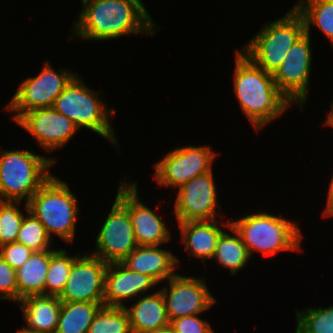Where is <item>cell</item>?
<instances>
[{
    "label": "cell",
    "instance_id": "obj_1",
    "mask_svg": "<svg viewBox=\"0 0 333 333\" xmlns=\"http://www.w3.org/2000/svg\"><path fill=\"white\" fill-rule=\"evenodd\" d=\"M82 5L73 27L81 39L104 41L130 34H155L156 26L141 0H87Z\"/></svg>",
    "mask_w": 333,
    "mask_h": 333
},
{
    "label": "cell",
    "instance_id": "obj_2",
    "mask_svg": "<svg viewBox=\"0 0 333 333\" xmlns=\"http://www.w3.org/2000/svg\"><path fill=\"white\" fill-rule=\"evenodd\" d=\"M234 91L243 113L257 129L280 117L291 103L278 90L273 74L236 51Z\"/></svg>",
    "mask_w": 333,
    "mask_h": 333
},
{
    "label": "cell",
    "instance_id": "obj_3",
    "mask_svg": "<svg viewBox=\"0 0 333 333\" xmlns=\"http://www.w3.org/2000/svg\"><path fill=\"white\" fill-rule=\"evenodd\" d=\"M56 162L28 150L0 151V201L27 203L52 176L49 172Z\"/></svg>",
    "mask_w": 333,
    "mask_h": 333
},
{
    "label": "cell",
    "instance_id": "obj_4",
    "mask_svg": "<svg viewBox=\"0 0 333 333\" xmlns=\"http://www.w3.org/2000/svg\"><path fill=\"white\" fill-rule=\"evenodd\" d=\"M230 225L240 234L250 256L254 251L272 256L280 251L301 250V231L286 218L259 211L236 218Z\"/></svg>",
    "mask_w": 333,
    "mask_h": 333
},
{
    "label": "cell",
    "instance_id": "obj_5",
    "mask_svg": "<svg viewBox=\"0 0 333 333\" xmlns=\"http://www.w3.org/2000/svg\"><path fill=\"white\" fill-rule=\"evenodd\" d=\"M305 33L303 17L292 7L286 16L265 24L241 51L267 73L274 74Z\"/></svg>",
    "mask_w": 333,
    "mask_h": 333
},
{
    "label": "cell",
    "instance_id": "obj_6",
    "mask_svg": "<svg viewBox=\"0 0 333 333\" xmlns=\"http://www.w3.org/2000/svg\"><path fill=\"white\" fill-rule=\"evenodd\" d=\"M29 211L44 225L51 238L57 234L72 243L79 208L77 198L66 182L51 176L27 202Z\"/></svg>",
    "mask_w": 333,
    "mask_h": 333
},
{
    "label": "cell",
    "instance_id": "obj_7",
    "mask_svg": "<svg viewBox=\"0 0 333 333\" xmlns=\"http://www.w3.org/2000/svg\"><path fill=\"white\" fill-rule=\"evenodd\" d=\"M98 96L96 91H91L76 74L56 98L53 108L70 119L78 129L85 127L92 130L109 139L117 147L114 128L109 121L115 110L105 109L106 104Z\"/></svg>",
    "mask_w": 333,
    "mask_h": 333
},
{
    "label": "cell",
    "instance_id": "obj_8",
    "mask_svg": "<svg viewBox=\"0 0 333 333\" xmlns=\"http://www.w3.org/2000/svg\"><path fill=\"white\" fill-rule=\"evenodd\" d=\"M58 71L60 74L46 62L36 77L27 78L20 84L6 106L9 112L15 113V121L32 110L53 107L56 98L76 76L67 69Z\"/></svg>",
    "mask_w": 333,
    "mask_h": 333
},
{
    "label": "cell",
    "instance_id": "obj_9",
    "mask_svg": "<svg viewBox=\"0 0 333 333\" xmlns=\"http://www.w3.org/2000/svg\"><path fill=\"white\" fill-rule=\"evenodd\" d=\"M216 155L209 146L176 148L155 164L154 177L159 185L178 189L194 177L211 171Z\"/></svg>",
    "mask_w": 333,
    "mask_h": 333
},
{
    "label": "cell",
    "instance_id": "obj_10",
    "mask_svg": "<svg viewBox=\"0 0 333 333\" xmlns=\"http://www.w3.org/2000/svg\"><path fill=\"white\" fill-rule=\"evenodd\" d=\"M310 35L304 34L288 51L286 58L273 74L278 90L292 104H304L307 100L311 74L312 49Z\"/></svg>",
    "mask_w": 333,
    "mask_h": 333
},
{
    "label": "cell",
    "instance_id": "obj_11",
    "mask_svg": "<svg viewBox=\"0 0 333 333\" xmlns=\"http://www.w3.org/2000/svg\"><path fill=\"white\" fill-rule=\"evenodd\" d=\"M91 252L106 263L122 262L137 246L128 210L115 198Z\"/></svg>",
    "mask_w": 333,
    "mask_h": 333
},
{
    "label": "cell",
    "instance_id": "obj_12",
    "mask_svg": "<svg viewBox=\"0 0 333 333\" xmlns=\"http://www.w3.org/2000/svg\"><path fill=\"white\" fill-rule=\"evenodd\" d=\"M107 267L108 263L90 253L78 256L70 268L59 299L66 302L104 303Z\"/></svg>",
    "mask_w": 333,
    "mask_h": 333
},
{
    "label": "cell",
    "instance_id": "obj_13",
    "mask_svg": "<svg viewBox=\"0 0 333 333\" xmlns=\"http://www.w3.org/2000/svg\"><path fill=\"white\" fill-rule=\"evenodd\" d=\"M168 280L169 289L163 287L161 293L169 321L199 315L216 303V299L211 295L203 279L176 273Z\"/></svg>",
    "mask_w": 333,
    "mask_h": 333
},
{
    "label": "cell",
    "instance_id": "obj_14",
    "mask_svg": "<svg viewBox=\"0 0 333 333\" xmlns=\"http://www.w3.org/2000/svg\"><path fill=\"white\" fill-rule=\"evenodd\" d=\"M213 172L198 175L180 186L175 202L178 223L216 220L219 206Z\"/></svg>",
    "mask_w": 333,
    "mask_h": 333
},
{
    "label": "cell",
    "instance_id": "obj_15",
    "mask_svg": "<svg viewBox=\"0 0 333 333\" xmlns=\"http://www.w3.org/2000/svg\"><path fill=\"white\" fill-rule=\"evenodd\" d=\"M120 182L116 199L128 210L138 246H161L171 236L159 215L140 201L137 183Z\"/></svg>",
    "mask_w": 333,
    "mask_h": 333
},
{
    "label": "cell",
    "instance_id": "obj_16",
    "mask_svg": "<svg viewBox=\"0 0 333 333\" xmlns=\"http://www.w3.org/2000/svg\"><path fill=\"white\" fill-rule=\"evenodd\" d=\"M16 122L31 133L38 144L49 153L68 143L78 130L70 119L58 113L53 107L24 113Z\"/></svg>",
    "mask_w": 333,
    "mask_h": 333
},
{
    "label": "cell",
    "instance_id": "obj_17",
    "mask_svg": "<svg viewBox=\"0 0 333 333\" xmlns=\"http://www.w3.org/2000/svg\"><path fill=\"white\" fill-rule=\"evenodd\" d=\"M155 285L148 275L129 270L121 262L110 263L105 275L104 306L124 307L123 299L144 295Z\"/></svg>",
    "mask_w": 333,
    "mask_h": 333
},
{
    "label": "cell",
    "instance_id": "obj_18",
    "mask_svg": "<svg viewBox=\"0 0 333 333\" xmlns=\"http://www.w3.org/2000/svg\"><path fill=\"white\" fill-rule=\"evenodd\" d=\"M160 246H137L121 263L129 270L151 277L157 284L168 280L179 263L177 256Z\"/></svg>",
    "mask_w": 333,
    "mask_h": 333
},
{
    "label": "cell",
    "instance_id": "obj_19",
    "mask_svg": "<svg viewBox=\"0 0 333 333\" xmlns=\"http://www.w3.org/2000/svg\"><path fill=\"white\" fill-rule=\"evenodd\" d=\"M127 310L132 333H149L169 325L161 290L139 299Z\"/></svg>",
    "mask_w": 333,
    "mask_h": 333
},
{
    "label": "cell",
    "instance_id": "obj_20",
    "mask_svg": "<svg viewBox=\"0 0 333 333\" xmlns=\"http://www.w3.org/2000/svg\"><path fill=\"white\" fill-rule=\"evenodd\" d=\"M19 302L27 329L55 333L61 309V300L58 296H29Z\"/></svg>",
    "mask_w": 333,
    "mask_h": 333
},
{
    "label": "cell",
    "instance_id": "obj_21",
    "mask_svg": "<svg viewBox=\"0 0 333 333\" xmlns=\"http://www.w3.org/2000/svg\"><path fill=\"white\" fill-rule=\"evenodd\" d=\"M217 220L190 221L178 223L181 238L185 247L193 256L202 259H213L217 241L224 231ZM218 224V225H217Z\"/></svg>",
    "mask_w": 333,
    "mask_h": 333
},
{
    "label": "cell",
    "instance_id": "obj_22",
    "mask_svg": "<svg viewBox=\"0 0 333 333\" xmlns=\"http://www.w3.org/2000/svg\"><path fill=\"white\" fill-rule=\"evenodd\" d=\"M50 262V249L33 251L16 270L18 302L29 296L45 295V281Z\"/></svg>",
    "mask_w": 333,
    "mask_h": 333
},
{
    "label": "cell",
    "instance_id": "obj_23",
    "mask_svg": "<svg viewBox=\"0 0 333 333\" xmlns=\"http://www.w3.org/2000/svg\"><path fill=\"white\" fill-rule=\"evenodd\" d=\"M104 303L61 301L55 333H88L95 314Z\"/></svg>",
    "mask_w": 333,
    "mask_h": 333
},
{
    "label": "cell",
    "instance_id": "obj_24",
    "mask_svg": "<svg viewBox=\"0 0 333 333\" xmlns=\"http://www.w3.org/2000/svg\"><path fill=\"white\" fill-rule=\"evenodd\" d=\"M224 225L236 235H229L225 230L221 233L213 259L215 258L225 268H228L232 274H236L248 262L250 255L245 244L242 242L240 234L226 222Z\"/></svg>",
    "mask_w": 333,
    "mask_h": 333
},
{
    "label": "cell",
    "instance_id": "obj_25",
    "mask_svg": "<svg viewBox=\"0 0 333 333\" xmlns=\"http://www.w3.org/2000/svg\"><path fill=\"white\" fill-rule=\"evenodd\" d=\"M294 9L303 17L306 34L315 24L333 45V0H299Z\"/></svg>",
    "mask_w": 333,
    "mask_h": 333
},
{
    "label": "cell",
    "instance_id": "obj_26",
    "mask_svg": "<svg viewBox=\"0 0 333 333\" xmlns=\"http://www.w3.org/2000/svg\"><path fill=\"white\" fill-rule=\"evenodd\" d=\"M79 255L72 257L65 249H50V262L45 281V295L60 296L70 274V268Z\"/></svg>",
    "mask_w": 333,
    "mask_h": 333
},
{
    "label": "cell",
    "instance_id": "obj_27",
    "mask_svg": "<svg viewBox=\"0 0 333 333\" xmlns=\"http://www.w3.org/2000/svg\"><path fill=\"white\" fill-rule=\"evenodd\" d=\"M88 333H132L127 310L102 306L95 314Z\"/></svg>",
    "mask_w": 333,
    "mask_h": 333
},
{
    "label": "cell",
    "instance_id": "obj_28",
    "mask_svg": "<svg viewBox=\"0 0 333 333\" xmlns=\"http://www.w3.org/2000/svg\"><path fill=\"white\" fill-rule=\"evenodd\" d=\"M27 216H24L16 241L23 244L32 251H43L51 249L49 243L53 239L49 237L44 225L28 209L25 202Z\"/></svg>",
    "mask_w": 333,
    "mask_h": 333
},
{
    "label": "cell",
    "instance_id": "obj_29",
    "mask_svg": "<svg viewBox=\"0 0 333 333\" xmlns=\"http://www.w3.org/2000/svg\"><path fill=\"white\" fill-rule=\"evenodd\" d=\"M295 333H333V306L296 311Z\"/></svg>",
    "mask_w": 333,
    "mask_h": 333
},
{
    "label": "cell",
    "instance_id": "obj_30",
    "mask_svg": "<svg viewBox=\"0 0 333 333\" xmlns=\"http://www.w3.org/2000/svg\"><path fill=\"white\" fill-rule=\"evenodd\" d=\"M21 201H0V247L16 241L24 213Z\"/></svg>",
    "mask_w": 333,
    "mask_h": 333
},
{
    "label": "cell",
    "instance_id": "obj_31",
    "mask_svg": "<svg viewBox=\"0 0 333 333\" xmlns=\"http://www.w3.org/2000/svg\"><path fill=\"white\" fill-rule=\"evenodd\" d=\"M0 299L18 302L16 270L0 256Z\"/></svg>",
    "mask_w": 333,
    "mask_h": 333
},
{
    "label": "cell",
    "instance_id": "obj_32",
    "mask_svg": "<svg viewBox=\"0 0 333 333\" xmlns=\"http://www.w3.org/2000/svg\"><path fill=\"white\" fill-rule=\"evenodd\" d=\"M169 325L175 333H214L210 323L191 315L170 320Z\"/></svg>",
    "mask_w": 333,
    "mask_h": 333
},
{
    "label": "cell",
    "instance_id": "obj_33",
    "mask_svg": "<svg viewBox=\"0 0 333 333\" xmlns=\"http://www.w3.org/2000/svg\"><path fill=\"white\" fill-rule=\"evenodd\" d=\"M32 253L31 249L17 241L0 247V256L15 270L20 268Z\"/></svg>",
    "mask_w": 333,
    "mask_h": 333
},
{
    "label": "cell",
    "instance_id": "obj_34",
    "mask_svg": "<svg viewBox=\"0 0 333 333\" xmlns=\"http://www.w3.org/2000/svg\"><path fill=\"white\" fill-rule=\"evenodd\" d=\"M328 197H327V205H326V209L323 212V217H329V216H333V176L331 178V182L329 185V189H328Z\"/></svg>",
    "mask_w": 333,
    "mask_h": 333
},
{
    "label": "cell",
    "instance_id": "obj_35",
    "mask_svg": "<svg viewBox=\"0 0 333 333\" xmlns=\"http://www.w3.org/2000/svg\"><path fill=\"white\" fill-rule=\"evenodd\" d=\"M149 333H175V332L170 325H167L165 327H162L160 329H157V330L149 332Z\"/></svg>",
    "mask_w": 333,
    "mask_h": 333
},
{
    "label": "cell",
    "instance_id": "obj_36",
    "mask_svg": "<svg viewBox=\"0 0 333 333\" xmlns=\"http://www.w3.org/2000/svg\"><path fill=\"white\" fill-rule=\"evenodd\" d=\"M327 121H325V125H329L330 127H333V101H331V109L327 117Z\"/></svg>",
    "mask_w": 333,
    "mask_h": 333
},
{
    "label": "cell",
    "instance_id": "obj_37",
    "mask_svg": "<svg viewBox=\"0 0 333 333\" xmlns=\"http://www.w3.org/2000/svg\"><path fill=\"white\" fill-rule=\"evenodd\" d=\"M17 333H42L34 330L27 329L26 327L21 328Z\"/></svg>",
    "mask_w": 333,
    "mask_h": 333
}]
</instances>
